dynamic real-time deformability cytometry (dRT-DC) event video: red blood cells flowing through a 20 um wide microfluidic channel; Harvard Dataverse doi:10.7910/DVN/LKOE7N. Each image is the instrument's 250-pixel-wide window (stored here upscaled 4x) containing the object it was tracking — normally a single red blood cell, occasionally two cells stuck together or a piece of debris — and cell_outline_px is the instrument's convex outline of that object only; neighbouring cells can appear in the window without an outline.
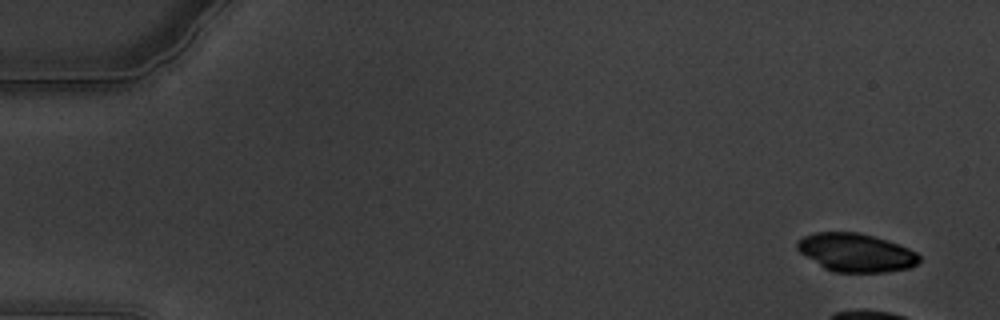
{"species": "common noctule bat (a hibernating species)", "species_latin": "Nyctalus noctula", "temperature_condition": "warm", "stored_images_in_passage": 13, "camera_frame_rate_fps": 3000, "um_per_image_px": 0.085, "animal": {"sex": "male", "body_mass_g": 19.5, "forearm_length_mm": 54.6}, "frame": {"image": 1, "passage_image": 4, "time_ms": 1.0, "image_size_px": [1000, 320], "cell_outline_px": [[920, 260], [916, 264], [908, 268], [884, 272], [836, 272], [824, 268], [800, 252], [796, 248], [796, 240], [804, 236], [816, 232], [856, 232], [888, 240], [908, 248], [916, 252], [920, 256]], "centroid_in_image_um": [72.74, 21.46], "position_along_channel_um": 12.3, "area_um2": 27.11}}